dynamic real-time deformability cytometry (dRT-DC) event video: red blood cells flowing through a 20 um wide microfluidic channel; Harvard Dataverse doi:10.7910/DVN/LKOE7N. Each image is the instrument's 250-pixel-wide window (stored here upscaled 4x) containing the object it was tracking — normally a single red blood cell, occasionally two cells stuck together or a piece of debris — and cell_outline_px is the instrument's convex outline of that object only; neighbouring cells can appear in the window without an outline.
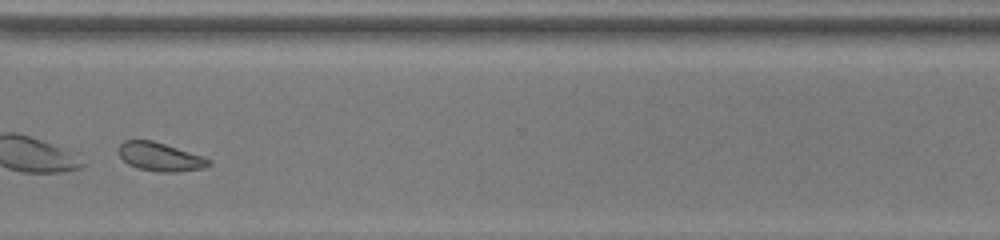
{"species": "common noctule bat (a hibernating species)", "species_latin": "Nyctalus noctula", "temperature_condition": "room temperature", "stored_images_in_passage": 32, "camera_frame_rate_fps": 3000, "um_per_image_px": 0.085, "animal": {"sex": "female", "body_mass_g": 22.0, "forearm_length_mm": 56.7}, "frame": {"image": 1, "passage_image": 28, "time_ms": 9.0, "image_size_px": [1000, 240], "cell_outline_px": [[212, 164], [204, 168], [180, 172], [156, 172], [136, 168], [128, 164], [120, 156], [120, 144], [124, 140], [152, 140], [204, 156], [212, 160]], "centroid_in_image_um": [13.66, 13.34], "position_along_channel_um": 356.9, "area_um2": 15.14}, "authors_computed_cell_mechanics": {"area_um2": 14.8835, "velocity_mm_per_s": 3.8623, "shape_relaxation_time_tau1_ms": 0.2571, "shape_relaxation_time_tau2_ms": 3.7363, "deformation_change_tau1": 0.2789, "deformation_change_tau2": 0.069}}